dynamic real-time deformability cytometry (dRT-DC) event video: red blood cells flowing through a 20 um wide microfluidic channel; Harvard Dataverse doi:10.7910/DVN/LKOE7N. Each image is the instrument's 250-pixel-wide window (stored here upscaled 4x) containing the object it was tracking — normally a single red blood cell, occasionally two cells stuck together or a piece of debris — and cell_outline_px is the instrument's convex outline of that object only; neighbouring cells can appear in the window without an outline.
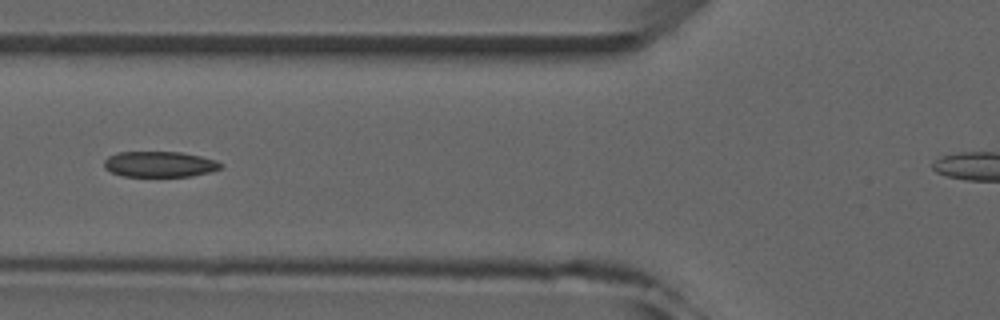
{"species": "common noctule bat (a hibernating species)", "species_latin": "Nyctalus noctula", "temperature_condition": "room temperature", "stored_images_in_passage": 8, "camera_frame_rate_fps": 3000, "um_per_image_px": 0.085, "animal": {"sex": "male", "forearm_length_mm": 52.5}, "frame": {"image": 1, "passage_image": 7, "time_ms": 6.667, "image_size_px": [1000, 320], "cell_outline_px": [[224, 164], [220, 168], [208, 172], [192, 176], [124, 176], [112, 172], [104, 168], [104, 160], [108, 156], [116, 152], [180, 152], [200, 156], [216, 160]], "centroid_in_image_um": [13.55, 13.95], "position_along_channel_um": 112.3, "area_um2": 17.4}}
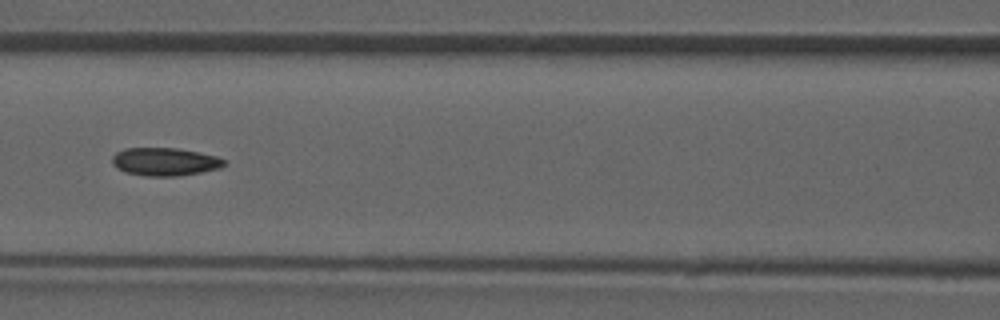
{"frame": {"image": 2, "passage_image": 8, "time_ms": 7.667, "image_size_px": [1000, 320], "cell_outline_px": [[228, 164], [220, 168], [200, 172], [176, 176], [148, 176], [124, 172], [116, 168], [112, 164], [112, 156], [116, 152], [124, 148], [176, 148], [216, 156], [228, 160]], "centroid_in_image_um": [14.01, 13.74], "position_along_channel_um": 152.6, "area_um2": 18.38}}